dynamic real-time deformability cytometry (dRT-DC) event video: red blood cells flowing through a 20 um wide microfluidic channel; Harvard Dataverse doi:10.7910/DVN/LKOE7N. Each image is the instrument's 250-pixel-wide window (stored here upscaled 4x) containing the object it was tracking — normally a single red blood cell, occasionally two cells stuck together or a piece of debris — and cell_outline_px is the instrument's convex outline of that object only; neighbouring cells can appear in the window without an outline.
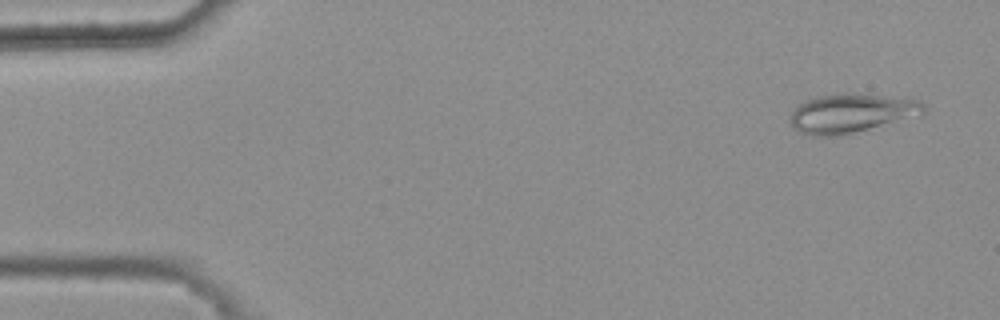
{"species": "common noctule bat (a hibernating species)", "species_latin": "Nyctalus noctula", "temperature_condition": "warm", "stored_images_in_passage": 48, "camera_frame_rate_fps": 3000, "um_per_image_px": 0.085, "animal": {"sex": "female", "body_mass_g": 25.1}, "frame": {"image": 1, "passage_image": 3, "time_ms": 0.667, "image_size_px": [1000, 320], "cell_outline_px": [[928, 108], [924, 116], [836, 136], [812, 136], [796, 132], [792, 128], [788, 120], [792, 108], [808, 100], [820, 96], [880, 96], [920, 100]], "centroid_in_image_um": [72.38, 9.69], "position_along_channel_um": 12.6, "area_um2": 30.0}}
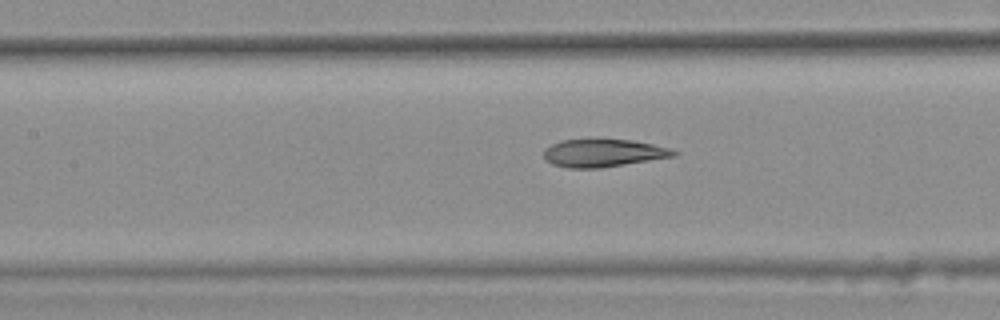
{"frame": {"image": 2, "passage_image": 24, "time_ms": 7.667, "image_size_px": [1000, 320], "cell_outline_px": [[680, 152], [676, 156], [600, 168], [568, 168], [552, 164], [544, 156], [544, 148], [560, 140], [632, 140], [672, 148]], "centroid_in_image_um": [51.31, 13.01], "position_along_channel_um": 156.1, "area_um2": 20.92}}
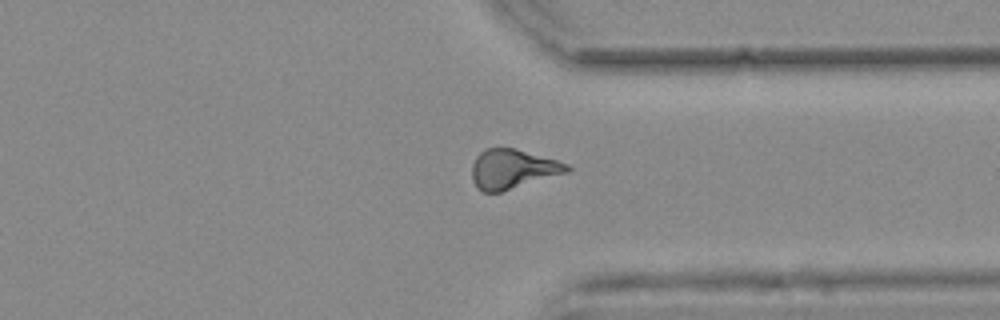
{"frame": {"image": 3, "passage_image": 41, "time_ms": 13.333, "image_size_px": [1000, 320], "cell_outline_px": [[572, 168], [568, 172], [500, 192], [484, 192], [476, 188], [472, 180], [472, 164], [476, 156], [484, 148], [512, 148], [556, 160], [568, 164]], "centroid_in_image_um": [43.53, 14.37], "position_along_channel_um": 367.9, "area_um2": 21.68}, "authors_computed_cell_mechanics": {"area_um2": 21.8195, "velocity_mm_per_s": 3.7467, "shape_relaxation_time_tau1_ms": null, "shape_relaxation_time_tau2_ms": 2.8181, "deformation_change_tau1": null, "deformation_change_tau2": 0.0944}}